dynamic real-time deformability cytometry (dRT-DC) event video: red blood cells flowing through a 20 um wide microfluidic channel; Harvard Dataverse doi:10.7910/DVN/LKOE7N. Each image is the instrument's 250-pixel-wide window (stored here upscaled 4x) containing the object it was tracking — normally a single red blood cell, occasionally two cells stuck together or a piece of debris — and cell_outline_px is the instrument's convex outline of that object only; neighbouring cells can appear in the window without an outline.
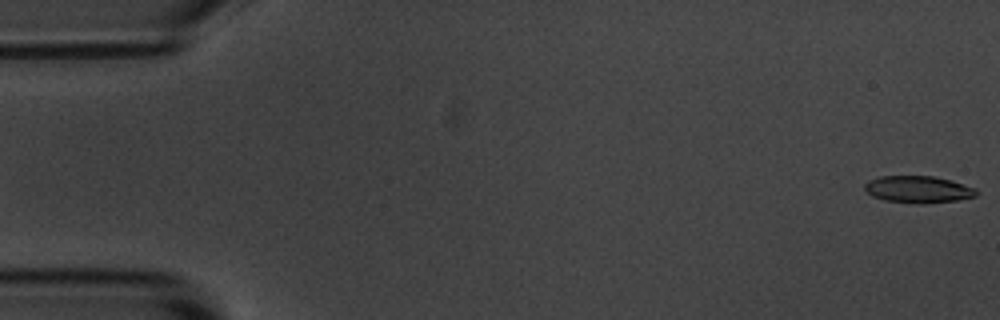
{"species": "common noctule bat (a hibernating species)", "species_latin": "Nyctalus noctula", "temperature_condition": "room temperature", "stored_images_in_passage": 9, "camera_frame_rate_fps": 3000, "um_per_image_px": 0.085, "animal": {"sex": "male", "body_mass_g": 20.1, "forearm_length_mm": 53.5}, "frame": {"image": 1, "passage_image": 1, "time_ms": 0.0, "image_size_px": [1000, 320], "cell_outline_px": [[980, 192], [976, 196], [956, 200], [924, 204], [920, 204], [884, 200], [872, 196], [864, 188], [864, 184], [868, 180], [880, 176], [932, 176], [952, 180], [976, 188]], "centroid_in_image_um": [78.06, 16.09], "position_along_channel_um": 6.9, "area_um2": 17.69}}
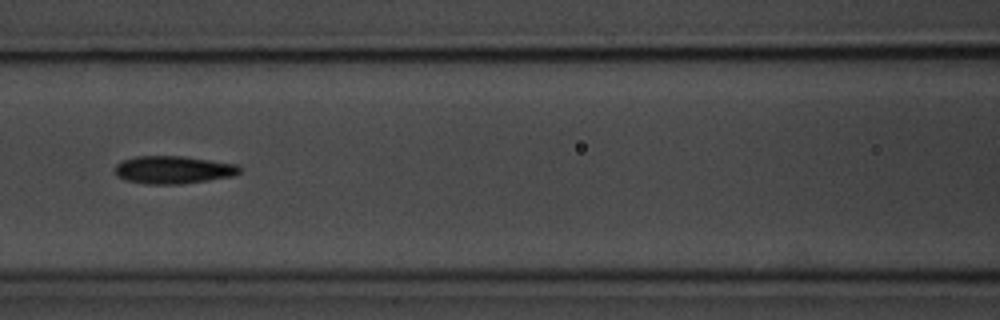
{"frame": {"image": 2, "passage_image": 7, "time_ms": 7.667, "image_size_px": [1000, 320], "cell_outline_px": [[240, 172], [232, 176], [208, 180], [180, 184], [148, 184], [124, 180], [116, 176], [116, 164], [124, 160], [136, 156], [184, 156], [236, 164], [240, 168]], "centroid_in_image_um": [14.7, 14.43], "position_along_channel_um": 151.9, "area_um2": 20.06}}
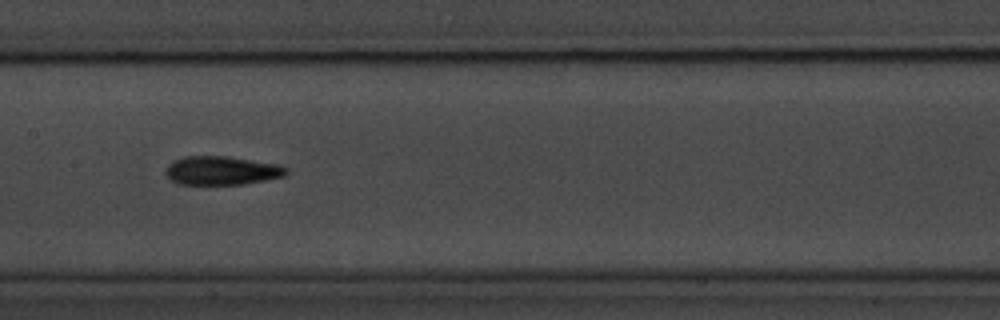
{"frame": {"image": 3, "passage_image": 8, "time_ms": 8.667, "image_size_px": [1000, 320], "cell_outline_px": [[288, 172], [284, 176], [244, 184], [176, 184], [164, 172], [168, 164], [172, 160], [184, 156], [228, 156], [280, 164], [288, 168]], "centroid_in_image_um": [18.84, 14.48], "position_along_channel_um": 188.6, "area_um2": 20.35}}